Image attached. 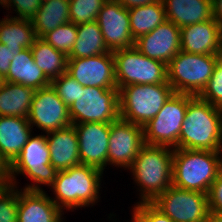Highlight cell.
Returning <instances> with one entry per match:
<instances>
[{
	"mask_svg": "<svg viewBox=\"0 0 222 222\" xmlns=\"http://www.w3.org/2000/svg\"><path fill=\"white\" fill-rule=\"evenodd\" d=\"M104 174L97 168L83 164L58 171L49 187L55 197L50 198L65 213L78 211V208H93L101 200Z\"/></svg>",
	"mask_w": 222,
	"mask_h": 222,
	"instance_id": "1",
	"label": "cell"
},
{
	"mask_svg": "<svg viewBox=\"0 0 222 222\" xmlns=\"http://www.w3.org/2000/svg\"><path fill=\"white\" fill-rule=\"evenodd\" d=\"M173 148L144 145L127 169L139 192L138 202L152 203L172 185Z\"/></svg>",
	"mask_w": 222,
	"mask_h": 222,
	"instance_id": "2",
	"label": "cell"
},
{
	"mask_svg": "<svg viewBox=\"0 0 222 222\" xmlns=\"http://www.w3.org/2000/svg\"><path fill=\"white\" fill-rule=\"evenodd\" d=\"M178 148L222 151V108L194 96L187 105Z\"/></svg>",
	"mask_w": 222,
	"mask_h": 222,
	"instance_id": "3",
	"label": "cell"
},
{
	"mask_svg": "<svg viewBox=\"0 0 222 222\" xmlns=\"http://www.w3.org/2000/svg\"><path fill=\"white\" fill-rule=\"evenodd\" d=\"M221 151L174 148L172 185L208 193L219 175Z\"/></svg>",
	"mask_w": 222,
	"mask_h": 222,
	"instance_id": "4",
	"label": "cell"
},
{
	"mask_svg": "<svg viewBox=\"0 0 222 222\" xmlns=\"http://www.w3.org/2000/svg\"><path fill=\"white\" fill-rule=\"evenodd\" d=\"M57 170L50 163V152L47 144L46 134L32 135L23 146L21 153L9 166L10 184L19 188L17 177L26 176L31 181L20 189L28 191H44L41 187H49L53 184Z\"/></svg>",
	"mask_w": 222,
	"mask_h": 222,
	"instance_id": "5",
	"label": "cell"
},
{
	"mask_svg": "<svg viewBox=\"0 0 222 222\" xmlns=\"http://www.w3.org/2000/svg\"><path fill=\"white\" fill-rule=\"evenodd\" d=\"M173 93L169 83L124 86L119 90V116L144 127Z\"/></svg>",
	"mask_w": 222,
	"mask_h": 222,
	"instance_id": "6",
	"label": "cell"
},
{
	"mask_svg": "<svg viewBox=\"0 0 222 222\" xmlns=\"http://www.w3.org/2000/svg\"><path fill=\"white\" fill-rule=\"evenodd\" d=\"M217 55L179 51L167 64V81L174 93L199 96L217 64Z\"/></svg>",
	"mask_w": 222,
	"mask_h": 222,
	"instance_id": "7",
	"label": "cell"
},
{
	"mask_svg": "<svg viewBox=\"0 0 222 222\" xmlns=\"http://www.w3.org/2000/svg\"><path fill=\"white\" fill-rule=\"evenodd\" d=\"M117 88L132 84H163L167 81V65L143 55L135 47L113 51Z\"/></svg>",
	"mask_w": 222,
	"mask_h": 222,
	"instance_id": "8",
	"label": "cell"
},
{
	"mask_svg": "<svg viewBox=\"0 0 222 222\" xmlns=\"http://www.w3.org/2000/svg\"><path fill=\"white\" fill-rule=\"evenodd\" d=\"M193 97L190 94L173 93L157 115L143 127L144 143L178 148L187 105Z\"/></svg>",
	"mask_w": 222,
	"mask_h": 222,
	"instance_id": "9",
	"label": "cell"
},
{
	"mask_svg": "<svg viewBox=\"0 0 222 222\" xmlns=\"http://www.w3.org/2000/svg\"><path fill=\"white\" fill-rule=\"evenodd\" d=\"M73 124L85 122L111 123L119 116V89L79 87L77 101L69 107Z\"/></svg>",
	"mask_w": 222,
	"mask_h": 222,
	"instance_id": "10",
	"label": "cell"
},
{
	"mask_svg": "<svg viewBox=\"0 0 222 222\" xmlns=\"http://www.w3.org/2000/svg\"><path fill=\"white\" fill-rule=\"evenodd\" d=\"M152 204L174 222H204L209 214L207 194L171 185Z\"/></svg>",
	"mask_w": 222,
	"mask_h": 222,
	"instance_id": "11",
	"label": "cell"
},
{
	"mask_svg": "<svg viewBox=\"0 0 222 222\" xmlns=\"http://www.w3.org/2000/svg\"><path fill=\"white\" fill-rule=\"evenodd\" d=\"M28 121L32 128L36 126L44 134L72 125L69 107L52 85L35 91Z\"/></svg>",
	"mask_w": 222,
	"mask_h": 222,
	"instance_id": "12",
	"label": "cell"
},
{
	"mask_svg": "<svg viewBox=\"0 0 222 222\" xmlns=\"http://www.w3.org/2000/svg\"><path fill=\"white\" fill-rule=\"evenodd\" d=\"M144 145L143 127L119 117L110 123L107 166L127 170Z\"/></svg>",
	"mask_w": 222,
	"mask_h": 222,
	"instance_id": "13",
	"label": "cell"
},
{
	"mask_svg": "<svg viewBox=\"0 0 222 222\" xmlns=\"http://www.w3.org/2000/svg\"><path fill=\"white\" fill-rule=\"evenodd\" d=\"M73 126L78 136L81 164L106 172L110 123L85 122Z\"/></svg>",
	"mask_w": 222,
	"mask_h": 222,
	"instance_id": "14",
	"label": "cell"
},
{
	"mask_svg": "<svg viewBox=\"0 0 222 222\" xmlns=\"http://www.w3.org/2000/svg\"><path fill=\"white\" fill-rule=\"evenodd\" d=\"M97 22L109 51L135 46L131 34L129 12L115 0H107L98 14Z\"/></svg>",
	"mask_w": 222,
	"mask_h": 222,
	"instance_id": "15",
	"label": "cell"
},
{
	"mask_svg": "<svg viewBox=\"0 0 222 222\" xmlns=\"http://www.w3.org/2000/svg\"><path fill=\"white\" fill-rule=\"evenodd\" d=\"M67 73L83 86L117 88L111 51L86 58L68 59Z\"/></svg>",
	"mask_w": 222,
	"mask_h": 222,
	"instance_id": "16",
	"label": "cell"
},
{
	"mask_svg": "<svg viewBox=\"0 0 222 222\" xmlns=\"http://www.w3.org/2000/svg\"><path fill=\"white\" fill-rule=\"evenodd\" d=\"M180 40V28L165 20L150 33L136 39L134 47L143 55L167 65L181 50Z\"/></svg>",
	"mask_w": 222,
	"mask_h": 222,
	"instance_id": "17",
	"label": "cell"
},
{
	"mask_svg": "<svg viewBox=\"0 0 222 222\" xmlns=\"http://www.w3.org/2000/svg\"><path fill=\"white\" fill-rule=\"evenodd\" d=\"M180 49L192 54L217 55L222 50V29L214 18L180 28Z\"/></svg>",
	"mask_w": 222,
	"mask_h": 222,
	"instance_id": "18",
	"label": "cell"
},
{
	"mask_svg": "<svg viewBox=\"0 0 222 222\" xmlns=\"http://www.w3.org/2000/svg\"><path fill=\"white\" fill-rule=\"evenodd\" d=\"M46 192L19 188L17 222H65V212Z\"/></svg>",
	"mask_w": 222,
	"mask_h": 222,
	"instance_id": "19",
	"label": "cell"
},
{
	"mask_svg": "<svg viewBox=\"0 0 222 222\" xmlns=\"http://www.w3.org/2000/svg\"><path fill=\"white\" fill-rule=\"evenodd\" d=\"M50 163L57 170H67L81 164L78 136L73 125L46 134Z\"/></svg>",
	"mask_w": 222,
	"mask_h": 222,
	"instance_id": "20",
	"label": "cell"
},
{
	"mask_svg": "<svg viewBox=\"0 0 222 222\" xmlns=\"http://www.w3.org/2000/svg\"><path fill=\"white\" fill-rule=\"evenodd\" d=\"M28 118L0 116V156L10 166L34 133Z\"/></svg>",
	"mask_w": 222,
	"mask_h": 222,
	"instance_id": "21",
	"label": "cell"
},
{
	"mask_svg": "<svg viewBox=\"0 0 222 222\" xmlns=\"http://www.w3.org/2000/svg\"><path fill=\"white\" fill-rule=\"evenodd\" d=\"M166 20L179 28L213 18V0H162Z\"/></svg>",
	"mask_w": 222,
	"mask_h": 222,
	"instance_id": "22",
	"label": "cell"
},
{
	"mask_svg": "<svg viewBox=\"0 0 222 222\" xmlns=\"http://www.w3.org/2000/svg\"><path fill=\"white\" fill-rule=\"evenodd\" d=\"M3 81L32 87L35 90L51 85V81L35 64L31 48H25L14 56Z\"/></svg>",
	"mask_w": 222,
	"mask_h": 222,
	"instance_id": "23",
	"label": "cell"
},
{
	"mask_svg": "<svg viewBox=\"0 0 222 222\" xmlns=\"http://www.w3.org/2000/svg\"><path fill=\"white\" fill-rule=\"evenodd\" d=\"M35 89L3 81L0 85V116L28 118Z\"/></svg>",
	"mask_w": 222,
	"mask_h": 222,
	"instance_id": "24",
	"label": "cell"
},
{
	"mask_svg": "<svg viewBox=\"0 0 222 222\" xmlns=\"http://www.w3.org/2000/svg\"><path fill=\"white\" fill-rule=\"evenodd\" d=\"M37 39L33 24L23 20L5 16L0 19V43L7 48L23 50L31 48Z\"/></svg>",
	"mask_w": 222,
	"mask_h": 222,
	"instance_id": "25",
	"label": "cell"
},
{
	"mask_svg": "<svg viewBox=\"0 0 222 222\" xmlns=\"http://www.w3.org/2000/svg\"><path fill=\"white\" fill-rule=\"evenodd\" d=\"M109 52L97 21L77 25V38L68 59L86 58Z\"/></svg>",
	"mask_w": 222,
	"mask_h": 222,
	"instance_id": "26",
	"label": "cell"
},
{
	"mask_svg": "<svg viewBox=\"0 0 222 222\" xmlns=\"http://www.w3.org/2000/svg\"><path fill=\"white\" fill-rule=\"evenodd\" d=\"M31 22L37 38H42L58 26L71 22L69 18V0H50L41 3Z\"/></svg>",
	"mask_w": 222,
	"mask_h": 222,
	"instance_id": "27",
	"label": "cell"
},
{
	"mask_svg": "<svg viewBox=\"0 0 222 222\" xmlns=\"http://www.w3.org/2000/svg\"><path fill=\"white\" fill-rule=\"evenodd\" d=\"M131 34L134 40L150 33L166 20L162 0L128 9Z\"/></svg>",
	"mask_w": 222,
	"mask_h": 222,
	"instance_id": "28",
	"label": "cell"
},
{
	"mask_svg": "<svg viewBox=\"0 0 222 222\" xmlns=\"http://www.w3.org/2000/svg\"><path fill=\"white\" fill-rule=\"evenodd\" d=\"M35 64L52 81L67 72L68 56L56 50L42 38H37L31 47Z\"/></svg>",
	"mask_w": 222,
	"mask_h": 222,
	"instance_id": "29",
	"label": "cell"
},
{
	"mask_svg": "<svg viewBox=\"0 0 222 222\" xmlns=\"http://www.w3.org/2000/svg\"><path fill=\"white\" fill-rule=\"evenodd\" d=\"M107 0H69V18L76 25L97 21Z\"/></svg>",
	"mask_w": 222,
	"mask_h": 222,
	"instance_id": "30",
	"label": "cell"
},
{
	"mask_svg": "<svg viewBox=\"0 0 222 222\" xmlns=\"http://www.w3.org/2000/svg\"><path fill=\"white\" fill-rule=\"evenodd\" d=\"M77 38V25L69 22L45 34L42 39L56 50L69 56Z\"/></svg>",
	"mask_w": 222,
	"mask_h": 222,
	"instance_id": "31",
	"label": "cell"
},
{
	"mask_svg": "<svg viewBox=\"0 0 222 222\" xmlns=\"http://www.w3.org/2000/svg\"><path fill=\"white\" fill-rule=\"evenodd\" d=\"M218 62L213 75L199 97L210 104L222 108V50L217 54Z\"/></svg>",
	"mask_w": 222,
	"mask_h": 222,
	"instance_id": "32",
	"label": "cell"
},
{
	"mask_svg": "<svg viewBox=\"0 0 222 222\" xmlns=\"http://www.w3.org/2000/svg\"><path fill=\"white\" fill-rule=\"evenodd\" d=\"M0 5L2 8L6 10V13L8 12L6 16L31 21L35 17L36 11L41 6V1L40 0H0ZM10 13L11 14L13 13L16 15H13V14L11 15Z\"/></svg>",
	"mask_w": 222,
	"mask_h": 222,
	"instance_id": "33",
	"label": "cell"
},
{
	"mask_svg": "<svg viewBox=\"0 0 222 222\" xmlns=\"http://www.w3.org/2000/svg\"><path fill=\"white\" fill-rule=\"evenodd\" d=\"M19 188L9 185L0 194V222H17Z\"/></svg>",
	"mask_w": 222,
	"mask_h": 222,
	"instance_id": "34",
	"label": "cell"
},
{
	"mask_svg": "<svg viewBox=\"0 0 222 222\" xmlns=\"http://www.w3.org/2000/svg\"><path fill=\"white\" fill-rule=\"evenodd\" d=\"M51 85L56 90L61 100L70 107L79 94V87H84L79 84L72 76L67 72L61 74L58 78L51 81Z\"/></svg>",
	"mask_w": 222,
	"mask_h": 222,
	"instance_id": "35",
	"label": "cell"
},
{
	"mask_svg": "<svg viewBox=\"0 0 222 222\" xmlns=\"http://www.w3.org/2000/svg\"><path fill=\"white\" fill-rule=\"evenodd\" d=\"M133 206L131 209V218L135 222H174L152 203H136Z\"/></svg>",
	"mask_w": 222,
	"mask_h": 222,
	"instance_id": "36",
	"label": "cell"
},
{
	"mask_svg": "<svg viewBox=\"0 0 222 222\" xmlns=\"http://www.w3.org/2000/svg\"><path fill=\"white\" fill-rule=\"evenodd\" d=\"M209 211L222 214V175H218L207 193Z\"/></svg>",
	"mask_w": 222,
	"mask_h": 222,
	"instance_id": "37",
	"label": "cell"
},
{
	"mask_svg": "<svg viewBox=\"0 0 222 222\" xmlns=\"http://www.w3.org/2000/svg\"><path fill=\"white\" fill-rule=\"evenodd\" d=\"M20 51L22 50L7 48L4 44L0 43V76L2 79L7 75L12 59Z\"/></svg>",
	"mask_w": 222,
	"mask_h": 222,
	"instance_id": "38",
	"label": "cell"
},
{
	"mask_svg": "<svg viewBox=\"0 0 222 222\" xmlns=\"http://www.w3.org/2000/svg\"><path fill=\"white\" fill-rule=\"evenodd\" d=\"M115 1L120 3L125 8L130 9V8L136 7V6H143L146 4H151V3L157 2L159 0H115Z\"/></svg>",
	"mask_w": 222,
	"mask_h": 222,
	"instance_id": "39",
	"label": "cell"
},
{
	"mask_svg": "<svg viewBox=\"0 0 222 222\" xmlns=\"http://www.w3.org/2000/svg\"><path fill=\"white\" fill-rule=\"evenodd\" d=\"M213 18L222 29V0H213Z\"/></svg>",
	"mask_w": 222,
	"mask_h": 222,
	"instance_id": "40",
	"label": "cell"
},
{
	"mask_svg": "<svg viewBox=\"0 0 222 222\" xmlns=\"http://www.w3.org/2000/svg\"><path fill=\"white\" fill-rule=\"evenodd\" d=\"M10 181L9 166L0 156V182Z\"/></svg>",
	"mask_w": 222,
	"mask_h": 222,
	"instance_id": "41",
	"label": "cell"
},
{
	"mask_svg": "<svg viewBox=\"0 0 222 222\" xmlns=\"http://www.w3.org/2000/svg\"><path fill=\"white\" fill-rule=\"evenodd\" d=\"M204 222H222V214L210 211Z\"/></svg>",
	"mask_w": 222,
	"mask_h": 222,
	"instance_id": "42",
	"label": "cell"
},
{
	"mask_svg": "<svg viewBox=\"0 0 222 222\" xmlns=\"http://www.w3.org/2000/svg\"><path fill=\"white\" fill-rule=\"evenodd\" d=\"M10 185V181L0 182V194Z\"/></svg>",
	"mask_w": 222,
	"mask_h": 222,
	"instance_id": "43",
	"label": "cell"
},
{
	"mask_svg": "<svg viewBox=\"0 0 222 222\" xmlns=\"http://www.w3.org/2000/svg\"><path fill=\"white\" fill-rule=\"evenodd\" d=\"M219 174L222 175V151H221V155H220V171Z\"/></svg>",
	"mask_w": 222,
	"mask_h": 222,
	"instance_id": "44",
	"label": "cell"
},
{
	"mask_svg": "<svg viewBox=\"0 0 222 222\" xmlns=\"http://www.w3.org/2000/svg\"><path fill=\"white\" fill-rule=\"evenodd\" d=\"M40 1H41V3H44V2H48L50 0H40Z\"/></svg>",
	"mask_w": 222,
	"mask_h": 222,
	"instance_id": "45",
	"label": "cell"
},
{
	"mask_svg": "<svg viewBox=\"0 0 222 222\" xmlns=\"http://www.w3.org/2000/svg\"><path fill=\"white\" fill-rule=\"evenodd\" d=\"M2 82H3V79H2L1 76H0V85L2 84Z\"/></svg>",
	"mask_w": 222,
	"mask_h": 222,
	"instance_id": "46",
	"label": "cell"
}]
</instances>
